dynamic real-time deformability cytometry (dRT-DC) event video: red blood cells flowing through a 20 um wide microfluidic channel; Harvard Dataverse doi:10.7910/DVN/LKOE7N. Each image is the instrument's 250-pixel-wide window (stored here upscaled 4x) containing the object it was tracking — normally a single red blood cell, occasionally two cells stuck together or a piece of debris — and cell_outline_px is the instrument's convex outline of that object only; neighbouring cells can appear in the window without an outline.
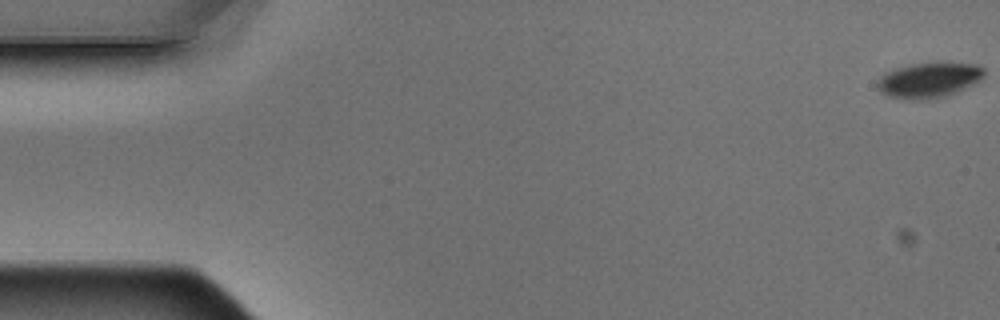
{"species": "Egyptian fruit bat (a non-hibernating species)", "species_latin": "Rousettus aegyptiacus", "temperature_condition": "warm", "stored_images_in_passage": 11, "camera_frame_rate_fps": 3000, "um_per_image_px": 0.085, "animal": {"sex": "male"}, "frame": {"image": 1, "passage_image": 1, "time_ms": 0.0, "image_size_px": [1000, 320], "cell_outline_px": [[984, 76], [980, 80], [972, 84], [944, 96], [916, 100], [912, 100], [888, 96], [880, 92], [876, 84], [880, 76], [884, 72], [892, 68], [912, 64], [944, 60], [980, 64], [984, 68]], "centroid_in_image_um": [78.95, 6.74], "position_along_channel_um": 6.0, "area_um2": 22.48}}
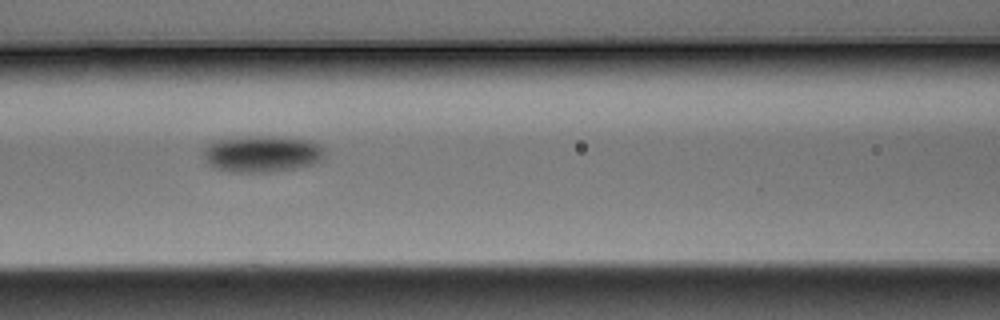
{"frame": {"image": 2, "passage_image": 7, "time_ms": 2.0, "image_size_px": [1000, 320], "cell_outline_px": [[324, 156], [320, 160], [312, 164], [296, 168], [272, 172], [228, 172], [212, 168], [208, 164], [204, 156], [204, 148], [208, 144], [216, 140], [240, 136], [272, 136], [308, 140], [320, 144]], "centroid_in_image_um": [22.22, 13.08], "position_along_channel_um": 144.4, "area_um2": 26.01}}
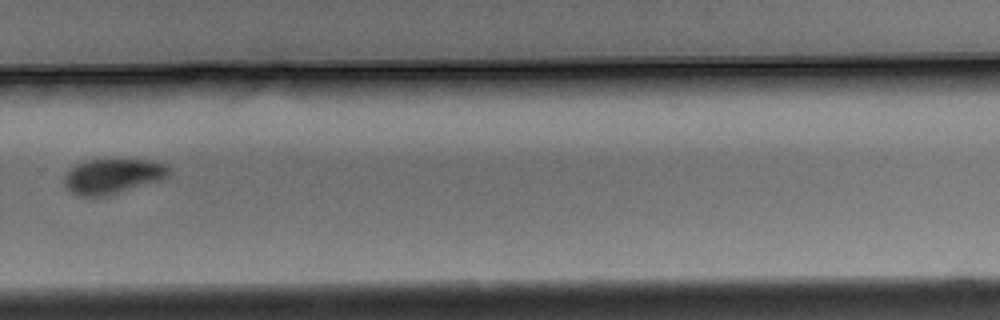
{"frame": {"image": 3, "passage_image": 11, "time_ms": 3.333, "image_size_px": [1000, 320], "cell_outline_px": [[168, 176], [164, 180], [108, 196], [76, 196], [64, 184], [64, 172], [68, 168], [76, 164], [88, 160], [152, 160], [164, 164], [168, 168]], "centroid_in_image_um": [9.56, 14.99], "position_along_channel_um": 320.2, "area_um2": 21.62}}